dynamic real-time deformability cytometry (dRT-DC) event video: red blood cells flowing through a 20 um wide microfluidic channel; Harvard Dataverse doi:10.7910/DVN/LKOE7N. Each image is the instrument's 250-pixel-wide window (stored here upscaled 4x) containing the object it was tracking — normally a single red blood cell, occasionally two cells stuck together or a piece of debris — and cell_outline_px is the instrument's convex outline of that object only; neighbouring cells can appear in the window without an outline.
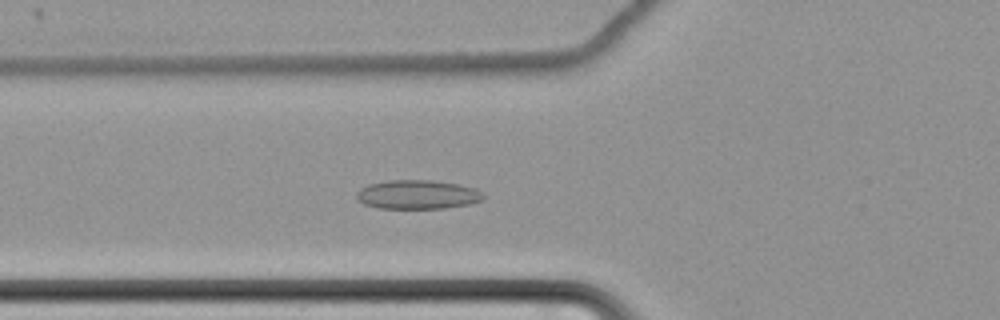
{"species": "common noctule bat (a hibernating species)", "species_latin": "Nyctalus noctula", "temperature_condition": "cold", "stored_images_in_passage": 63, "camera_frame_rate_fps": 3000, "um_per_image_px": 0.085, "animal": {"sex": "female", "body_mass_g": 22.7, "forearm_length_mm": 54.2}, "frame": {"image": 1, "passage_image": 25, "time_ms": 8.0, "image_size_px": [1000, 320], "cell_outline_px": [[484, 200], [468, 204], [444, 208], [380, 208], [364, 204], [356, 196], [356, 192], [360, 188], [368, 184], [388, 180], [432, 180], [456, 184], [476, 188], [484, 196]], "centroid_in_image_um": [35.48, 16.53], "position_along_channel_um": 90.3, "area_um2": 21.33}}
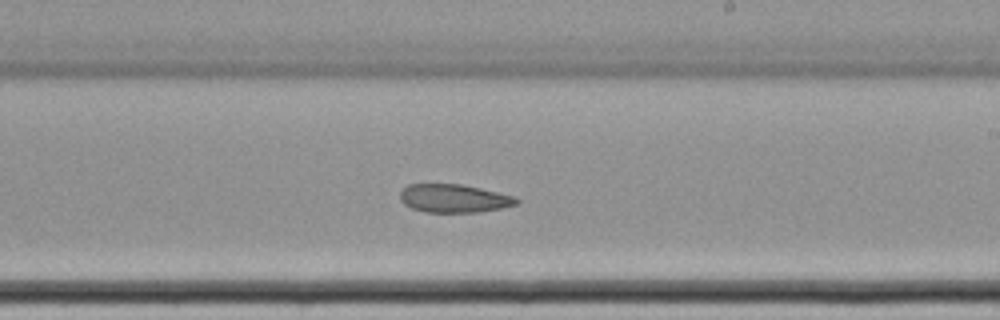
{"frame": {"image": 2, "passage_image": 39, "time_ms": 12.667, "image_size_px": [1000, 320], "cell_outline_px": [[520, 200], [516, 204], [500, 208], [480, 212], [428, 212], [412, 208], [404, 204], [400, 200], [400, 192], [408, 184], [460, 184], [480, 188], [516, 196]], "centroid_in_image_um": [38.59, 16.86], "position_along_channel_um": 250.4, "area_um2": 19.13}}
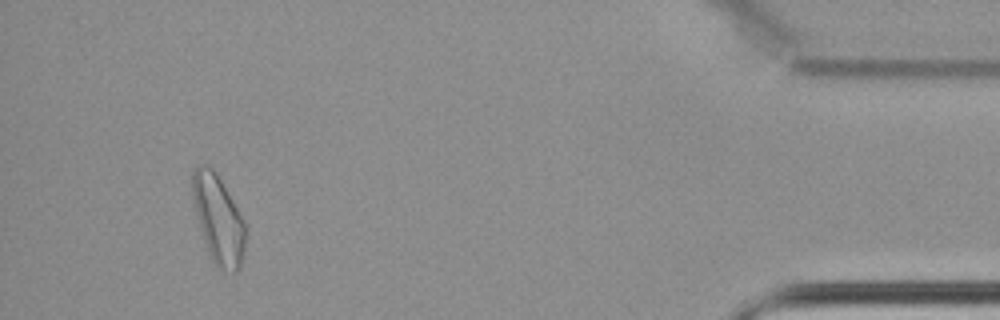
{"frame": {"image": 3, "passage_image": 59, "time_ms": 19.333, "image_size_px": [1000, 320], "cell_outline_px": [[248, 232], [244, 252], [240, 268], [236, 272], [220, 272], [216, 268], [212, 260], [200, 228], [196, 216], [192, 196], [192, 172], [196, 164], [208, 164], [216, 172], [244, 220]], "centroid_in_image_um": [18.57, 18.66], "position_along_channel_um": 416.6, "area_um2": 27.74}}